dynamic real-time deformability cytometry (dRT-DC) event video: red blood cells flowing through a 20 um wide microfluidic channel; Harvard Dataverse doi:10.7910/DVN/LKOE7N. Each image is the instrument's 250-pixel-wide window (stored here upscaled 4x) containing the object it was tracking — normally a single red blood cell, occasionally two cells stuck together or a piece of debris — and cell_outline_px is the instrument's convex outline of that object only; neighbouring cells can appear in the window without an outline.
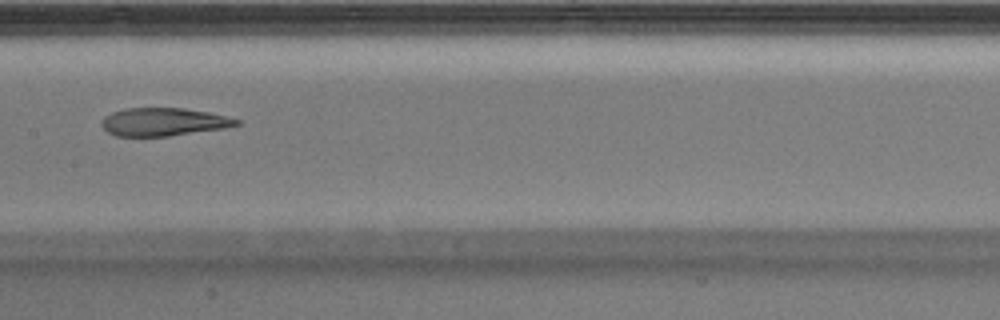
{"species": "Egyptian fruit bat (a non-hibernating species)", "species_latin": "Rousettus aegyptiacus", "temperature_condition": "warm", "stored_images_in_passage": 34, "camera_frame_rate_fps": 3000, "um_per_image_px": 0.085, "animal": {"sex": "male"}, "frame": {"image": 1, "passage_image": 15, "time_ms": 4.667, "image_size_px": [1000, 320], "cell_outline_px": [[240, 124], [224, 128], [168, 136], [116, 136], [108, 132], [100, 124], [104, 116], [112, 112], [124, 108], [184, 108], [208, 112], [240, 120]], "centroid_in_image_um": [13.86, 10.36], "position_along_channel_um": 193.5, "area_um2": 21.91}}
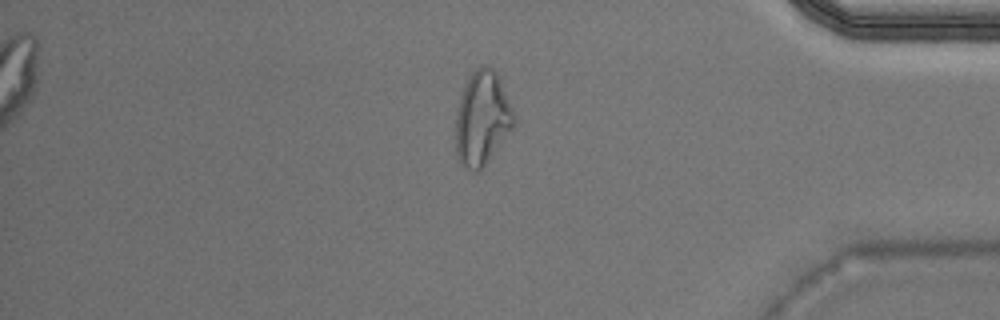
{"frame": {"image": 2, "passage_image": 29, "time_ms": 9.333, "image_size_px": [1000, 320], "cell_outline_px": [[516, 120], [512, 128], [480, 172], [472, 172], [464, 168], [460, 164], [456, 156], [456, 112], [460, 96], [472, 72], [476, 68], [484, 64], [488, 64], [496, 72], [500, 80], [512, 108]], "centroid_in_image_um": [40.97, 10.09], "position_along_channel_um": 394.2, "area_um2": 31.91}}